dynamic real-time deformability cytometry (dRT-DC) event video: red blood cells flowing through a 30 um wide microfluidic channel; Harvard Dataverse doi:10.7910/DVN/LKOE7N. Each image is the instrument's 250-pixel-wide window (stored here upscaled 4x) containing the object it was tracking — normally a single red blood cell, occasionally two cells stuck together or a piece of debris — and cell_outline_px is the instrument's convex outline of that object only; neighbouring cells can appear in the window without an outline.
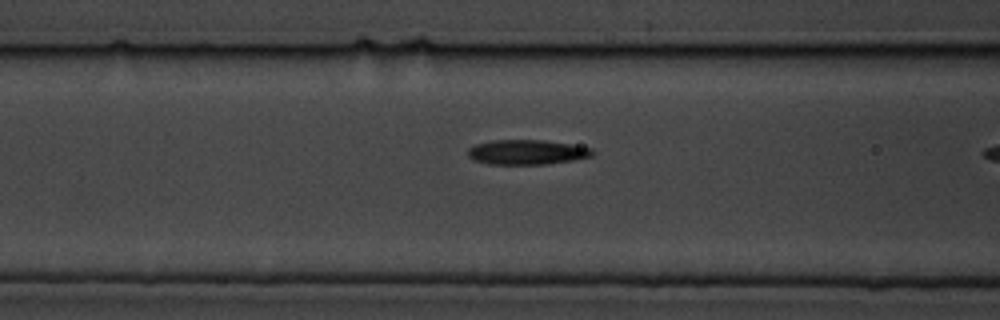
{"species": "common noctule bat (a hibernating species)", "species_latin": "Nyctalus noctula", "temperature_condition": "cold", "stored_images_in_passage": 17, "camera_frame_rate_fps": 3000, "um_per_image_px": 0.085, "animal": {"sex": "male", "body_mass_g": 19.5, "forearm_length_mm": 54.6}, "frame": {"image": 1, "passage_image": 15, "time_ms": 4.667, "image_size_px": [1000, 320], "cell_outline_px": [[596, 152], [592, 156], [572, 160], [544, 164], [488, 164], [472, 160], [468, 156], [468, 148], [476, 144], [492, 140], [544, 140], [572, 144], [592, 148]], "centroid_in_image_um": [44.78, 12.93], "position_along_channel_um": 121.8, "area_um2": 18.09}}